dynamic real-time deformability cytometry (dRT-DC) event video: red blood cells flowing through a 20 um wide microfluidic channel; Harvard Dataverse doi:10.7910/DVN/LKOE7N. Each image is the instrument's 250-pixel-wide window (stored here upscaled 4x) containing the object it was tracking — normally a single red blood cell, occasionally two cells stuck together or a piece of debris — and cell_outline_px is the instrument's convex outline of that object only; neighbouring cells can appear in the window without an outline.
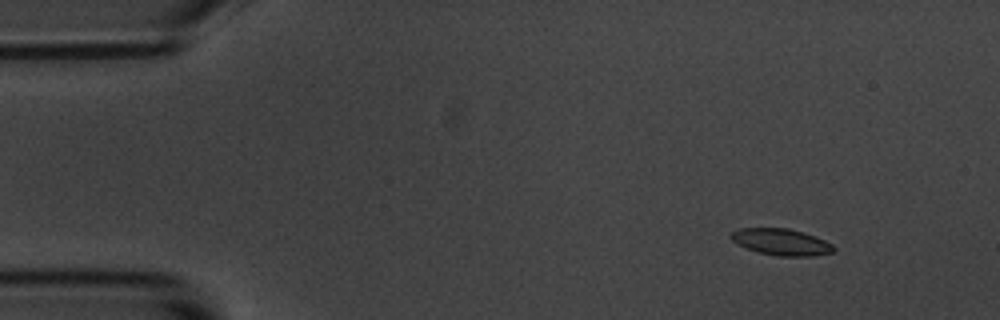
{"species": "common noctule bat (a hibernating species)", "species_latin": "Nyctalus noctula", "temperature_condition": "room temperature", "stored_images_in_passage": 4, "camera_frame_rate_fps": 3000, "um_per_image_px": 0.085, "animal": {"sex": "male", "body_mass_g": 20.1, "forearm_length_mm": 53.5}, "frame": {"image": 1, "passage_image": 1, "time_ms": 0.0, "image_size_px": [1000, 320], "cell_outline_px": [[836, 248], [832, 252], [812, 256], [780, 256], [760, 252], [748, 248], [732, 240], [728, 236], [732, 232], [740, 228], [788, 228], [824, 240], [832, 244]], "centroid_in_image_um": [66.4, 20.56], "position_along_channel_um": 18.6, "area_um2": 15.49}}
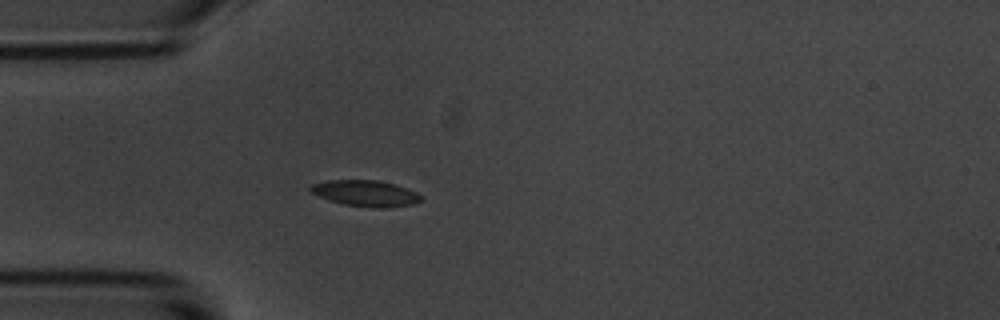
{"frame": {"image": 2, "passage_image": 4, "time_ms": 3.333, "image_size_px": [1000, 320], "cell_outline_px": [[420, 200], [412, 204], [380, 208], [372, 208], [344, 204], [328, 200], [312, 192], [308, 188], [312, 184], [328, 180], [376, 180], [396, 184], [416, 192], [420, 196]], "centroid_in_image_um": [31.04, 16.42], "position_along_channel_um": 54.0, "area_um2": 16.59}}